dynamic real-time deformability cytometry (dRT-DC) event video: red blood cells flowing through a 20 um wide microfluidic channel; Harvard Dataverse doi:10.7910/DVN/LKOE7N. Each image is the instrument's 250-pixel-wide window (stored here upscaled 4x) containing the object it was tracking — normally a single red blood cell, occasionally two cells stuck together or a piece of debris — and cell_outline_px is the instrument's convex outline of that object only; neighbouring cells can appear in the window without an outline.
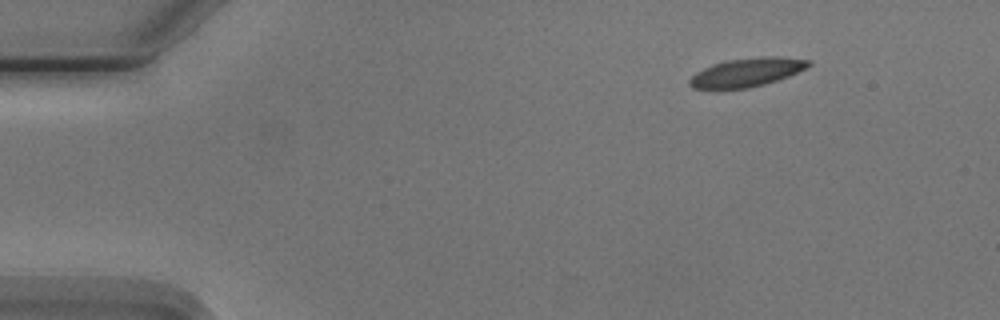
{"species": "Egyptian fruit bat (a non-hibernating species)", "species_latin": "Rousettus aegyptiacus", "temperature_condition": "cold", "stored_images_in_passage": 7, "camera_frame_rate_fps": 3000, "um_per_image_px": 0.085, "animal": {"sex": "male"}, "frame": {"image": 1, "passage_image": 1, "time_ms": 0.0, "image_size_px": [1000, 320], "cell_outline_px": [[812, 64], [788, 76], [764, 84], [748, 88], [692, 88], [688, 84], [688, 80], [696, 72], [712, 64], [728, 60], [764, 56], [776, 56], [812, 60]], "centroid_in_image_um": [63.47, 6.13], "position_along_channel_um": 21.5, "area_um2": 19.59}}
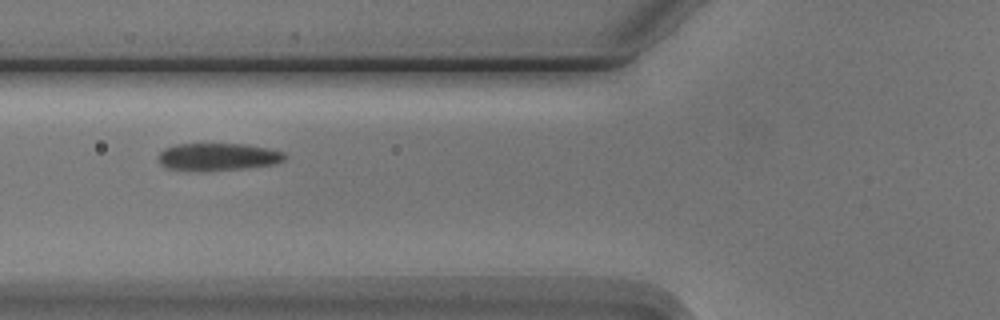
{"frame": {"image": 2, "passage_image": 5, "time_ms": 4.667, "image_size_px": [1000, 320], "cell_outline_px": [[288, 156], [284, 160], [276, 164], [248, 168], [204, 172], [164, 168], [156, 160], [156, 156], [164, 148], [176, 144], [244, 144], [268, 148], [284, 152]], "centroid_in_image_um": [18.49, 13.35], "position_along_channel_um": 107.3, "area_um2": 20.87}}
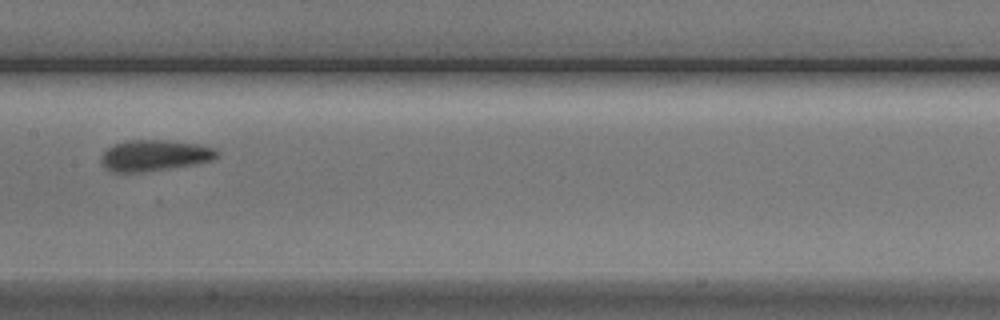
{"frame": {"image": 3, "passage_image": 7, "time_ms": 7.0, "image_size_px": [1000, 320], "cell_outline_px": [[220, 156], [212, 160], [192, 164], [168, 168], [140, 172], [112, 172], [104, 168], [100, 164], [100, 156], [108, 148], [116, 144], [128, 140], [168, 140], [200, 144], [216, 148], [220, 152]], "centroid_in_image_um": [13.14, 13.21], "position_along_channel_um": 194.3, "area_um2": 21.1}}